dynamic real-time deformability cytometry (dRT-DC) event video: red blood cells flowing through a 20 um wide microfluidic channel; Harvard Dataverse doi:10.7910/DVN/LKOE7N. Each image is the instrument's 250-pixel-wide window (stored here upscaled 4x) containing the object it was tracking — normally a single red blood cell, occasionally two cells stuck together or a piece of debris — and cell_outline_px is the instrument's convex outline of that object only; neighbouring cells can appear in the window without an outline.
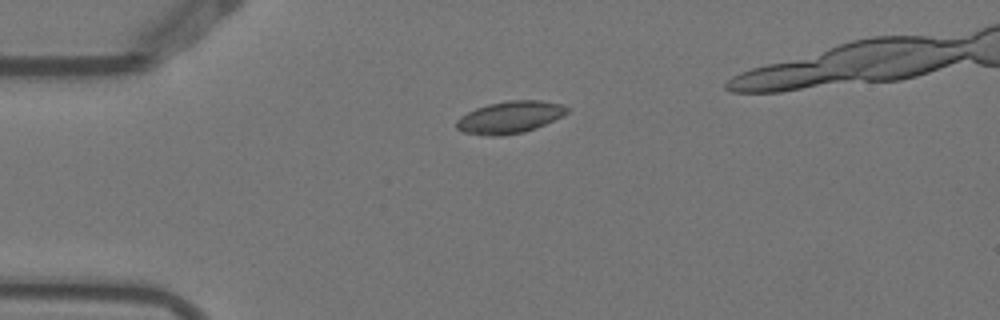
{"species": "Egyptian fruit bat (a non-hibernating species)", "species_latin": "Rousettus aegyptiacus", "temperature_condition": "warm", "stored_images_in_passage": 4, "camera_frame_rate_fps": 3000, "um_per_image_px": 0.085, "animal": {"sex": "female"}, "frame": {"image": 1, "passage_image": 2, "time_ms": 0.333, "image_size_px": [1000, 320], "cell_outline_px": [[568, 112], [536, 128], [524, 132], [500, 136], [484, 136], [464, 132], [456, 128], [456, 120], [460, 116], [476, 108], [488, 104], [508, 100], [540, 100], [564, 104], [568, 108]], "centroid_in_image_um": [43.31, 9.96], "position_along_channel_um": 41.7, "area_um2": 20.69}}